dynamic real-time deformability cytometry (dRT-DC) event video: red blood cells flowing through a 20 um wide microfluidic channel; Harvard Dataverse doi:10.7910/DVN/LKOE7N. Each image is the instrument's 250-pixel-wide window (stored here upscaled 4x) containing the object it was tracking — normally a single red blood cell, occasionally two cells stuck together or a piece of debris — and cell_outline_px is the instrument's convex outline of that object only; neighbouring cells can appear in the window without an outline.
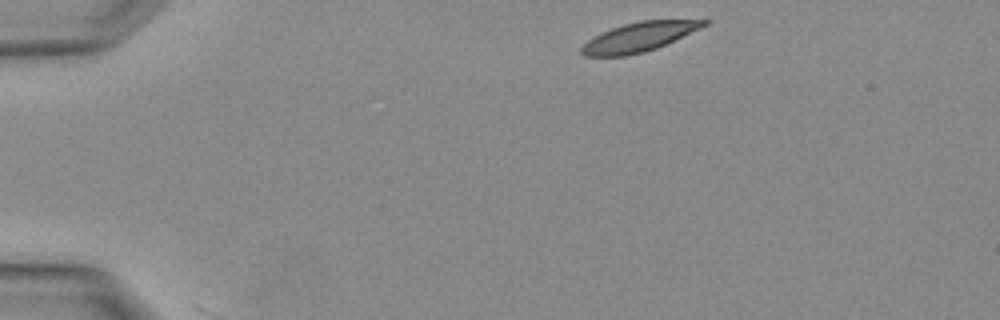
{"species": "Egyptian fruit bat (a non-hibernating species)", "species_latin": "Rousettus aegyptiacus", "temperature_condition": "warm", "stored_images_in_passage": 1, "camera_frame_rate_fps": 3000, "um_per_image_px": 0.085, "animal": {"sex": "female"}, "frame": {"image": 1, "passage_image": 1, "time_ms": 0.0, "image_size_px": [1000, 320], "cell_outline_px": [[712, 20], [708, 24], [700, 28], [656, 48], [644, 52], [624, 56], [584, 56], [580, 52], [580, 48], [592, 36], [612, 28], [624, 24], [640, 20]], "centroid_in_image_um": [54.28, 3.14], "position_along_channel_um": 30.7, "area_um2": 20.63}}